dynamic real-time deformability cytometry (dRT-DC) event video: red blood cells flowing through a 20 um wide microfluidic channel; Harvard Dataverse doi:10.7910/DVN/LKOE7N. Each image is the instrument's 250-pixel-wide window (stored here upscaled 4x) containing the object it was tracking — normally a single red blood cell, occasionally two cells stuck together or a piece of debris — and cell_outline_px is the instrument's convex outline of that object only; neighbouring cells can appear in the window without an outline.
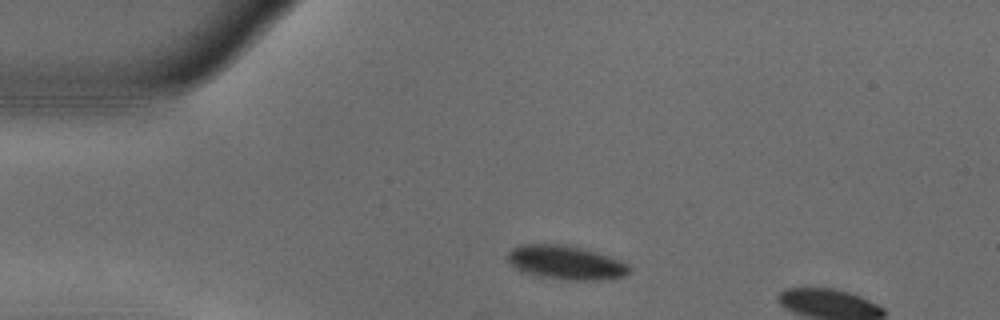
{"species": "common noctule bat (a hibernating species)", "species_latin": "Nyctalus noctula", "temperature_condition": "warm", "stored_images_in_passage": 5, "camera_frame_rate_fps": 3000, "um_per_image_px": 0.085, "animal": {"sex": "male", "body_mass_g": 18.8}, "frame": {"image": 1, "passage_image": 1, "time_ms": 0.0, "image_size_px": [1000, 320], "cell_outline_px": [[628, 272], [624, 276], [600, 280], [568, 280], [540, 276], [520, 272], [504, 256], [512, 248], [520, 244], [564, 244], [596, 252], [620, 260], [628, 264]], "centroid_in_image_um": [48.03, 22.31], "position_along_channel_um": 37.0, "area_um2": 23.99}}